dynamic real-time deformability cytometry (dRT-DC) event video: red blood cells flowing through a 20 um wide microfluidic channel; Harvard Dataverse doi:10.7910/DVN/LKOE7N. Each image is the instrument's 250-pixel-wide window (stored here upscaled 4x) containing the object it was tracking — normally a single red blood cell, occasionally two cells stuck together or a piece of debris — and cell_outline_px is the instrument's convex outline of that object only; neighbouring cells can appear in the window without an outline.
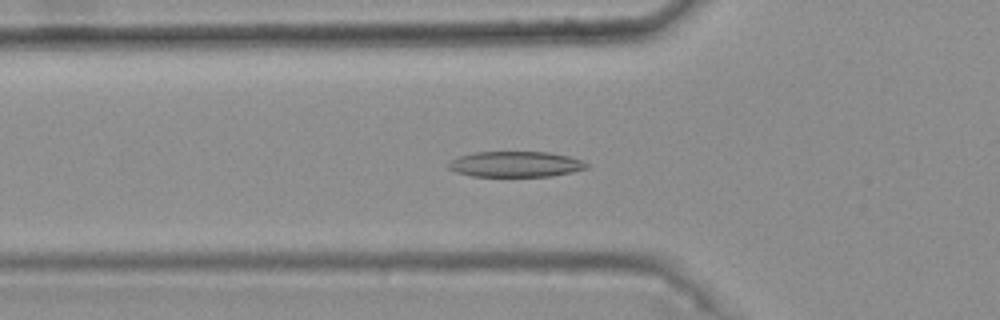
{"species": "common noctule bat (a hibernating species)", "species_latin": "Nyctalus noctula", "temperature_condition": "warm", "stored_images_in_passage": 47, "camera_frame_rate_fps": 3000, "um_per_image_px": 0.085, "animal": {"sex": "female", "body_mass_g": 25.1}, "frame": {"image": 1, "passage_image": 19, "time_ms": 6.0, "image_size_px": [1000, 320], "cell_outline_px": [[588, 168], [572, 172], [552, 176], [472, 176], [456, 172], [448, 168], [448, 164], [452, 160], [460, 156], [476, 152], [548, 152], [568, 156], [580, 160], [588, 164]], "centroid_in_image_um": [43.83, 13.96], "position_along_channel_um": 82.0, "area_um2": 20.46}}
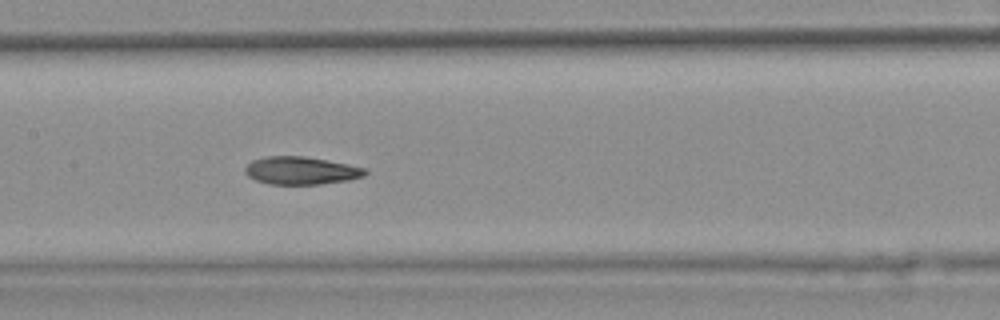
{"frame": {"image": 2, "passage_image": 27, "time_ms": 8.667, "image_size_px": [1000, 320], "cell_outline_px": [[368, 172], [364, 176], [348, 180], [320, 184], [268, 184], [256, 180], [248, 176], [244, 172], [244, 168], [252, 160], [268, 156], [304, 156], [348, 164], [368, 168]], "centroid_in_image_um": [25.6, 14.5], "position_along_channel_um": 181.8, "area_um2": 19.48}}
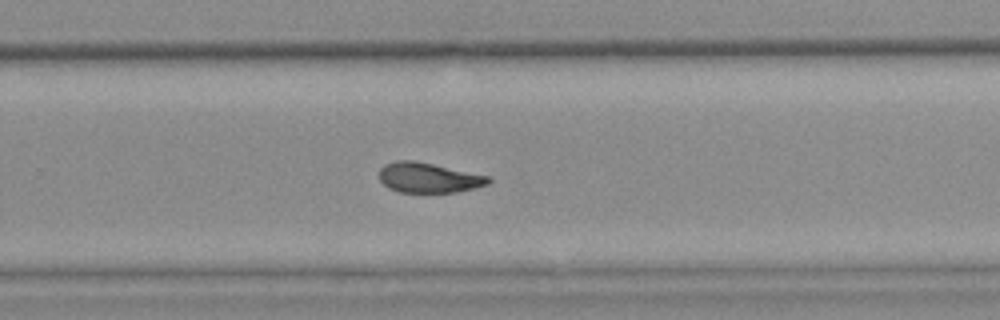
{"frame": {"image": 3, "passage_image": 36, "time_ms": 11.667, "image_size_px": [1000, 320], "cell_outline_px": [[492, 180], [488, 184], [476, 188], [456, 192], [400, 192], [388, 188], [380, 180], [380, 168], [384, 164], [396, 160], [412, 160], [432, 164], [488, 176]], "centroid_in_image_um": [36.41, 15.11], "position_along_channel_um": 293.4, "area_um2": 18.96}, "authors_computed_cell_mechanics": {"area_um2": 20.1144, "velocity_mm_per_s": 3.7307, "shape_relaxation_time_tau1_ms": 7.8685, "shape_relaxation_time_tau2_ms": 2.7538, "deformation_change_tau1": 0.2007, "deformation_change_tau2": 0.0884}}